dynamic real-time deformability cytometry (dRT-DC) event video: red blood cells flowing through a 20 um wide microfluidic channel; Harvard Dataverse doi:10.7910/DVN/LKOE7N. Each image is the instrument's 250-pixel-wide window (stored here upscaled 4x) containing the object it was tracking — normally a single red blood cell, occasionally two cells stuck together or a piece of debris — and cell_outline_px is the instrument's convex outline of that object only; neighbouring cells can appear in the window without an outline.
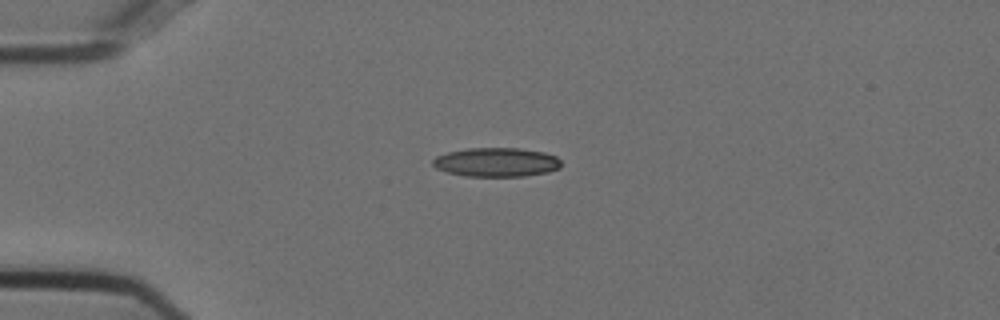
{"species": "Egyptian fruit bat (a non-hibernating species)", "species_latin": "Rousettus aegyptiacus", "temperature_condition": "cold", "stored_images_in_passage": 42, "camera_frame_rate_fps": 3000, "um_per_image_px": 0.085, "animal": {"sex": "female"}, "frame": {"image": 1, "passage_image": 1, "time_ms": 0.0, "image_size_px": [1000, 320], "cell_outline_px": [[560, 168], [548, 172], [524, 176], [464, 176], [448, 172], [436, 168], [432, 164], [432, 160], [436, 156], [448, 152], [468, 148], [520, 148], [544, 152], [556, 156], [560, 160]], "centroid_in_image_um": [42.19, 13.78], "position_along_channel_um": 42.8, "area_um2": 21.73}}
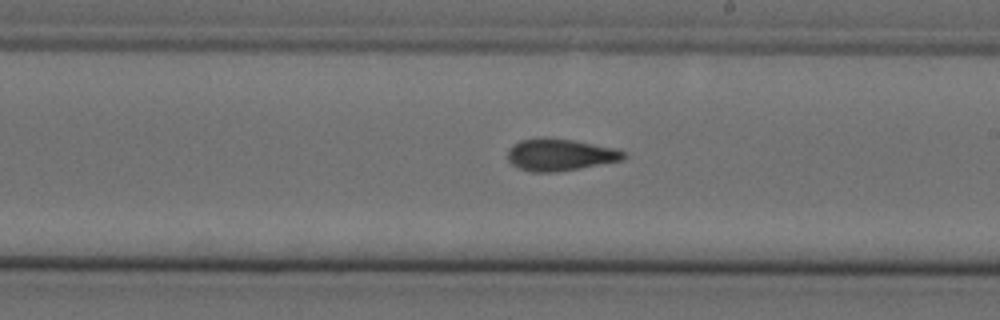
{"frame": {"image": 2, "passage_image": 19, "time_ms": 6.0, "image_size_px": [1000, 320], "cell_outline_px": [[628, 156], [624, 160], [580, 168], [556, 172], [532, 172], [520, 168], [512, 164], [508, 160], [508, 148], [512, 144], [520, 140], [544, 136], [572, 140], [616, 148], [624, 152]], "centroid_in_image_um": [47.6, 13.14], "position_along_channel_um": 241.4, "area_um2": 21.85}}
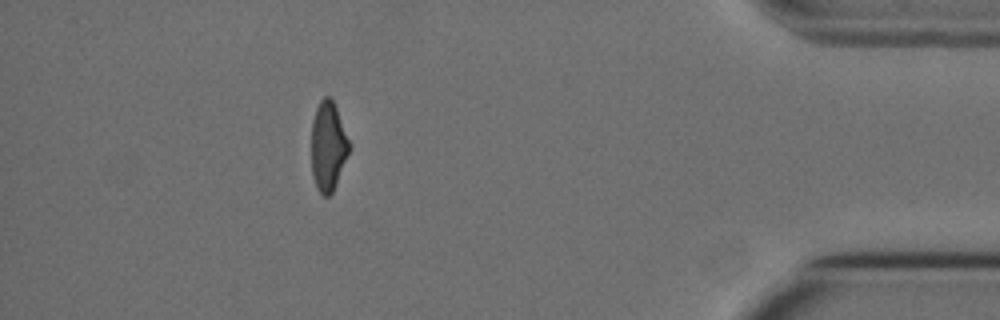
{"frame": {"image": 3, "passage_image": 36, "time_ms": 11.667, "image_size_px": [1000, 320], "cell_outline_px": [[348, 152], [336, 184], [332, 192], [328, 196], [324, 196], [316, 188], [312, 176], [312, 120], [316, 108], [320, 100], [324, 96], [328, 96], [332, 100], [336, 108], [348, 140]], "centroid_in_image_um": [27.85, 12.44], "position_along_channel_um": 407.3, "area_um2": 19.13}, "authors_computed_cell_mechanics": {"area_um2": 21.4438, "velocity_mm_per_s": 3.737, "shape_relaxation_time_tau1_ms": 9.631, "shape_relaxation_time_tau2_ms": 2.5827, "deformation_change_tau1": 0.2049, "deformation_change_tau2": 0.1002}}